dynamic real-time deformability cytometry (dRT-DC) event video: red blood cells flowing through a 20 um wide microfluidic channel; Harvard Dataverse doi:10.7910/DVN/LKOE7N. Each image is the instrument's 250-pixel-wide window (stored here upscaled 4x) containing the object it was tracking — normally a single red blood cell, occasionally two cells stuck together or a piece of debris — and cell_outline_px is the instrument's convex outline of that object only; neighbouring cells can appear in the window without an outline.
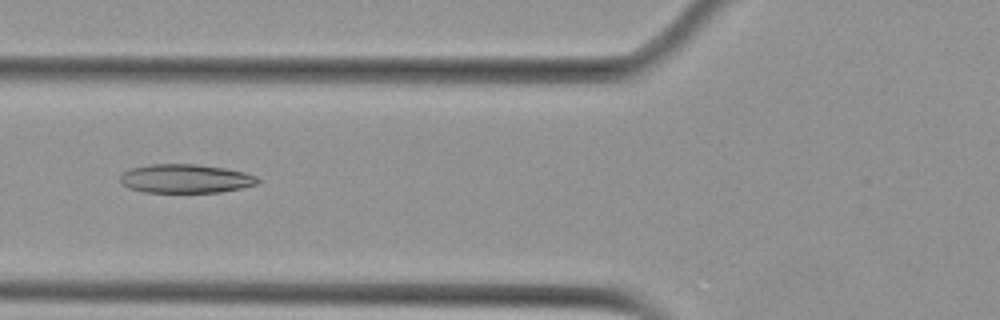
{"species": "Egyptian fruit bat (a non-hibernating species)", "species_latin": "Rousettus aegyptiacus", "temperature_condition": "cold", "stored_images_in_passage": 10, "camera_frame_rate_fps": 3000, "um_per_image_px": 0.085, "animal": {"sex": "female"}, "frame": {"image": 1, "passage_image": 6, "time_ms": 6.667, "image_size_px": [1000, 320], "cell_outline_px": [[260, 180], [256, 184], [240, 188], [220, 192], [144, 192], [128, 188], [120, 184], [120, 176], [128, 168], [148, 164], [196, 164], [224, 168], [244, 172], [256, 176]], "centroid_in_image_um": [15.71, 15.18], "position_along_channel_um": 110.1, "area_um2": 23.18}}
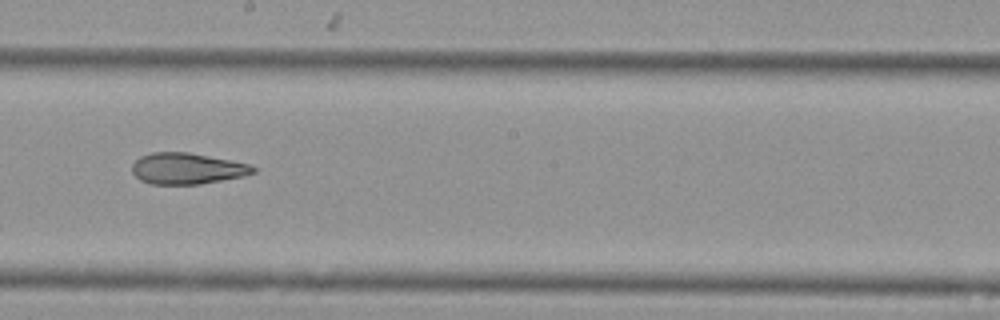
{"frame": {"image": 2, "passage_image": 9, "time_ms": 10.0, "image_size_px": [1000, 320], "cell_outline_px": [[256, 172], [244, 176], [200, 184], [148, 184], [140, 180], [132, 172], [132, 164], [140, 156], [152, 152], [188, 152], [248, 164], [256, 168]], "centroid_in_image_um": [15.87, 14.33], "position_along_channel_um": 232.3, "area_um2": 21.91}}
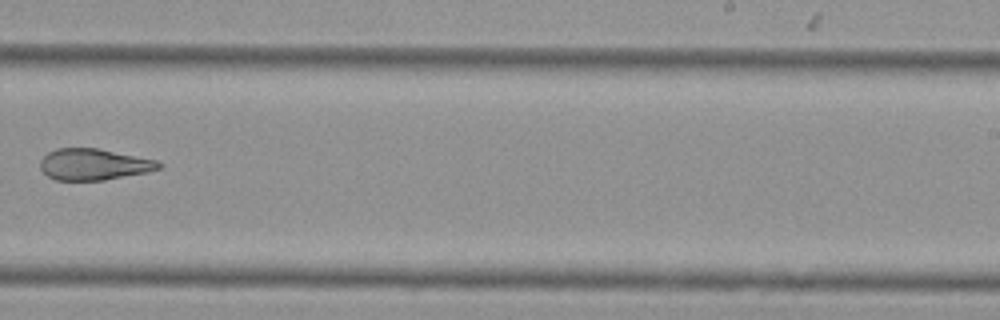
{"frame": {"image": 3, "passage_image": 10, "time_ms": 11.333, "image_size_px": [1000, 320], "cell_outline_px": [[164, 164], [160, 168], [148, 172], [104, 180], [56, 180], [48, 176], [40, 168], [40, 160], [48, 152], [56, 148], [96, 148], [156, 160]], "centroid_in_image_um": [7.96, 13.97], "position_along_channel_um": 281.0, "area_um2": 21.56}}